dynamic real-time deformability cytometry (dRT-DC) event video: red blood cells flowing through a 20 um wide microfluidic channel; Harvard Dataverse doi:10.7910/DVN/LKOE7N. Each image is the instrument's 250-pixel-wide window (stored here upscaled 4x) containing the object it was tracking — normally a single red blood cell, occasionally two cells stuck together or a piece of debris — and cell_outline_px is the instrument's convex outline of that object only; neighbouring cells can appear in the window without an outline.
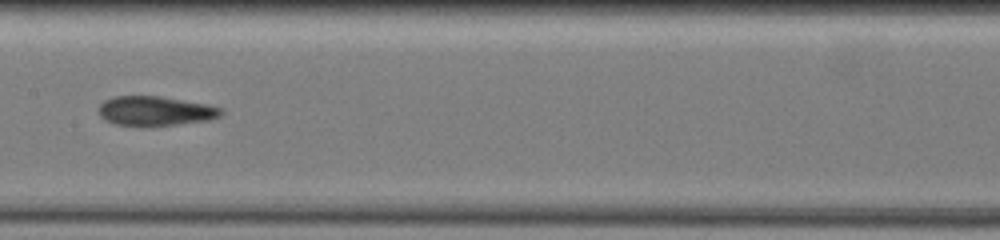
{"species": "common noctule bat (a hibernating species)", "species_latin": "Nyctalus noctula", "temperature_condition": "warm", "stored_images_in_passage": 35, "segment_of_instrument_passage": [2, 2], "camera_frame_rate_fps": 3000, "um_per_image_px": 0.085, "animal": {"sex": "female", "body_mass_g": 19.5, "forearm_length_mm": 54.1}, "frame": {"image": 1, "passage_image": 16, "time_ms": 8.333, "image_size_px": [1000, 240], "cell_outline_px": [[224, 112], [220, 116], [208, 120], [176, 124], [116, 124], [104, 120], [100, 116], [100, 104], [104, 100], [116, 96], [160, 96], [208, 104], [224, 108]], "centroid_in_image_um": [13.25, 9.4], "position_along_channel_um": 194.2, "area_um2": 20.58}}
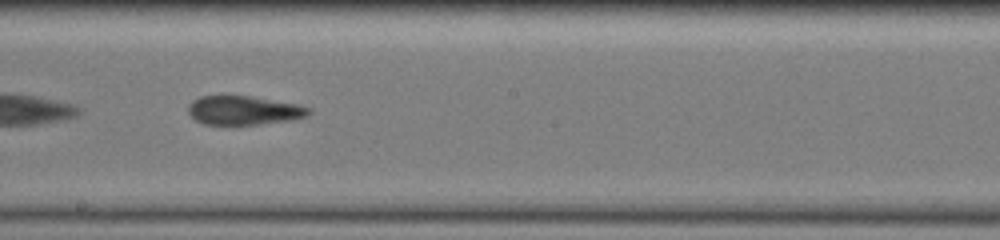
{"frame": {"image": 2, "passage_image": 18, "time_ms": 9.333, "image_size_px": [1000, 240], "cell_outline_px": [[312, 112], [308, 116], [292, 120], [260, 124], [204, 124], [196, 120], [188, 112], [188, 104], [192, 100], [200, 96], [224, 92], [252, 96], [296, 104], [312, 108]], "centroid_in_image_um": [20.69, 9.33], "position_along_channel_um": 227.5, "area_um2": 21.1}}